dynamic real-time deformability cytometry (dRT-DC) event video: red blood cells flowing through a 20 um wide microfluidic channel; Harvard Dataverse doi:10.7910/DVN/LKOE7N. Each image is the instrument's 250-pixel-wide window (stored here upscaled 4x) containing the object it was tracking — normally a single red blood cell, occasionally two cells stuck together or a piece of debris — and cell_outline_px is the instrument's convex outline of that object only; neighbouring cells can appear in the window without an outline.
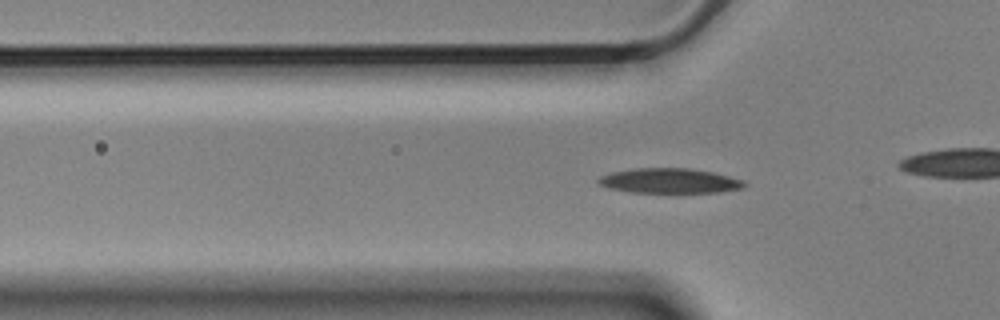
{"species": "Egyptian fruit bat (a non-hibernating species)", "species_latin": "Rousettus aegyptiacus", "temperature_condition": "cold", "stored_images_in_passage": 47, "camera_frame_rate_fps": 3000, "um_per_image_px": 0.085, "animal": {"sex": "male"}, "frame": {"image": 1, "passage_image": 8, "time_ms": 2.333, "image_size_px": [1000, 320], "cell_outline_px": [[748, 184], [744, 188], [720, 192], [632, 192], [608, 188], [600, 184], [596, 180], [600, 176], [612, 172], [632, 168], [688, 168], [712, 172], [744, 180]], "centroid_in_image_um": [56.92, 15.36], "position_along_channel_um": 68.9, "area_um2": 21.15}}
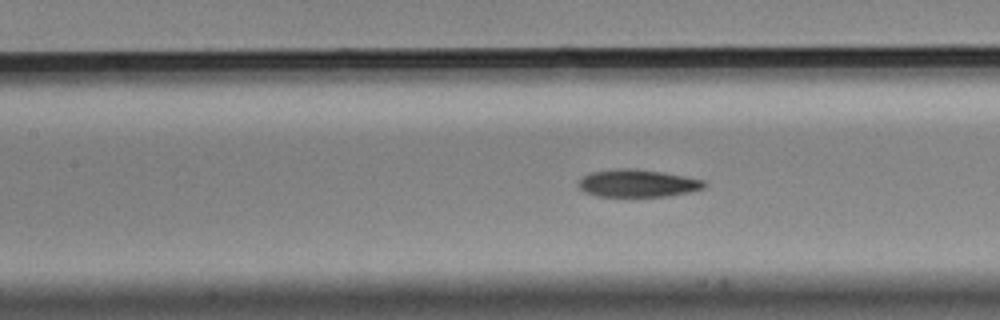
{"frame": {"image": 2, "passage_image": 15, "time_ms": 4.667, "image_size_px": [1000, 320], "cell_outline_px": [[708, 184], [704, 188], [688, 192], [668, 196], [596, 196], [584, 192], [580, 188], [580, 180], [584, 176], [592, 172], [616, 168], [636, 168], [664, 172], [704, 180]], "centroid_in_image_um": [54.23, 15.57], "position_along_channel_um": 153.2, "area_um2": 20.17}}
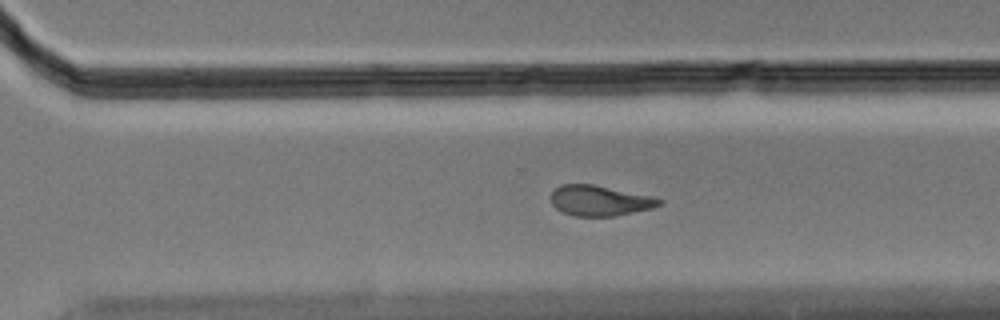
{"frame": {"image": 3, "passage_image": 29, "time_ms": 9.333, "image_size_px": [1000, 320], "cell_outline_px": [[664, 200], [660, 204], [652, 208], [616, 216], [576, 216], [564, 212], [556, 208], [552, 204], [552, 192], [560, 184], [592, 184], [648, 196]], "centroid_in_image_um": [50.95, 17.06], "position_along_channel_um": 319.7, "area_um2": 18.79}, "authors_computed_cell_mechanics": {"area_um2": 20.7502, "velocity_mm_per_s": 3.5795, "shape_relaxation_time_tau1_ms": 4.0432, "shape_relaxation_time_tau2_ms": 3.392, "deformation_change_tau1": 0.1478, "deformation_change_tau2": 0.1122}}